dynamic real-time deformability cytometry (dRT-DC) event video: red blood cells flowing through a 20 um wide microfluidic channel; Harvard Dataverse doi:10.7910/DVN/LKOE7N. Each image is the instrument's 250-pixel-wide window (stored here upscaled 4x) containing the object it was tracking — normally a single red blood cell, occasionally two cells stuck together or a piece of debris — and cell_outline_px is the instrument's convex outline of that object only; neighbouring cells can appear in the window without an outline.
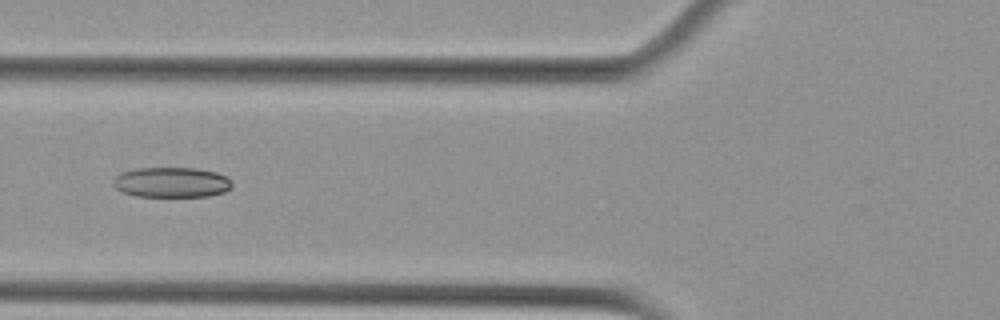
{"species": "Egyptian fruit bat (a non-hibernating species)", "species_latin": "Rousettus aegyptiacus", "temperature_condition": "cold", "stored_images_in_passage": 8, "camera_frame_rate_fps": 3000, "um_per_image_px": 0.085, "animal": {"sex": "female"}, "frame": {"image": 1, "passage_image": 6, "time_ms": 1.667, "image_size_px": [1000, 320], "cell_outline_px": [[232, 188], [224, 192], [208, 196], [136, 196], [124, 192], [116, 188], [112, 184], [112, 180], [120, 172], [136, 168], [196, 168], [216, 172], [228, 176], [232, 180]], "centroid_in_image_um": [14.6, 15.49], "position_along_channel_um": 111.2, "area_um2": 21.1}}
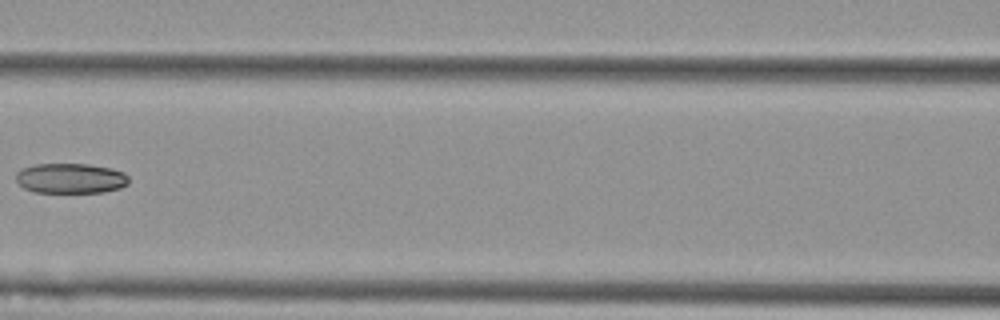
{"frame": {"image": 2, "passage_image": 7, "time_ms": 2.0, "image_size_px": [1000, 320], "cell_outline_px": [[128, 184], [120, 188], [104, 192], [36, 192], [24, 188], [16, 180], [16, 172], [24, 168], [36, 164], [88, 164], [112, 168], [124, 172], [128, 176]], "centroid_in_image_um": [6.03, 15.15], "position_along_channel_um": 160.6, "area_um2": 19.77}}
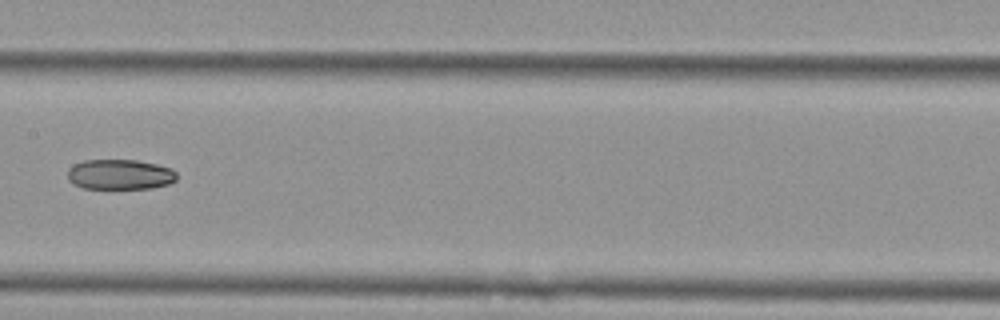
{"frame": {"image": 3, "passage_image": 8, "time_ms": 2.333, "image_size_px": [1000, 320], "cell_outline_px": [[176, 180], [168, 184], [152, 188], [84, 188], [72, 184], [68, 180], [68, 168], [72, 164], [84, 160], [136, 160], [156, 164], [172, 168], [176, 172]], "centroid_in_image_um": [10.17, 14.82], "position_along_channel_um": 197.2, "area_um2": 19.31}}